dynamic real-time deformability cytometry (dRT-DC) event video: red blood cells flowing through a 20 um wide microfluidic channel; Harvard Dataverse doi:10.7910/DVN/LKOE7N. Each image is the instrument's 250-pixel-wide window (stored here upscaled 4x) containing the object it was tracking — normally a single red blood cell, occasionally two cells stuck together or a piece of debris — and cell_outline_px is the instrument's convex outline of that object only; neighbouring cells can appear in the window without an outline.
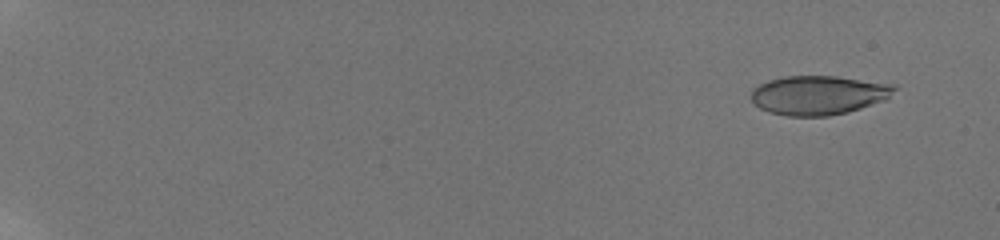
{"species": "human", "species_latin": "Homo sapiens", "temperature_condition": "room temperature", "stored_images_in_passage": 31, "camera_frame_rate_fps": 3000, "um_per_image_px": 0.085, "donor": {"sex": "male"}, "frame": {"image": 1, "passage_image": 3, "time_ms": 1.0, "image_size_px": [1000, 240], "cell_outline_px": [[896, 88], [884, 100], [848, 112], [828, 116], [788, 116], [772, 112], [760, 108], [752, 100], [752, 88], [768, 80], [784, 76], [836, 76], [896, 84]], "centroid_in_image_um": [69.57, 8.07], "position_along_channel_um": 15.4, "area_um2": 32.48}}
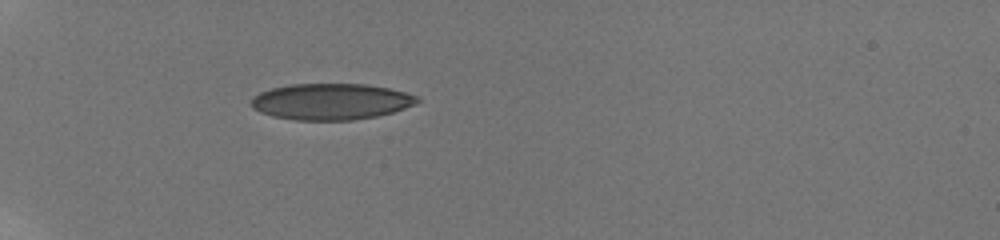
{"frame": {"image": 2, "passage_image": 18, "time_ms": 6.667, "image_size_px": [1000, 240], "cell_outline_px": [[420, 100], [404, 108], [392, 112], [376, 116], [352, 120], [296, 120], [272, 116], [260, 112], [252, 108], [248, 104], [252, 96], [260, 92], [272, 88], [292, 84], [364, 84], [388, 88], [404, 92], [416, 96]], "centroid_in_image_um": [28.05, 8.63], "position_along_channel_um": 56.9, "area_um2": 34.97}}
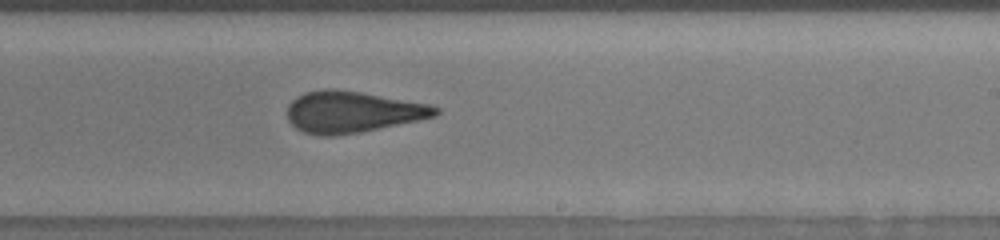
{"frame": {"image": 3, "passage_image": 31, "time_ms": 12.667, "image_size_px": [1000, 240], "cell_outline_px": [[440, 112], [436, 116], [420, 120], [360, 132], [332, 136], [320, 136], [304, 132], [296, 128], [288, 120], [288, 104], [296, 96], [304, 92], [324, 88], [336, 88], [360, 92], [428, 104], [440, 108]], "centroid_in_image_um": [29.93, 9.51], "position_along_channel_um": 259.1, "area_um2": 35.84}}